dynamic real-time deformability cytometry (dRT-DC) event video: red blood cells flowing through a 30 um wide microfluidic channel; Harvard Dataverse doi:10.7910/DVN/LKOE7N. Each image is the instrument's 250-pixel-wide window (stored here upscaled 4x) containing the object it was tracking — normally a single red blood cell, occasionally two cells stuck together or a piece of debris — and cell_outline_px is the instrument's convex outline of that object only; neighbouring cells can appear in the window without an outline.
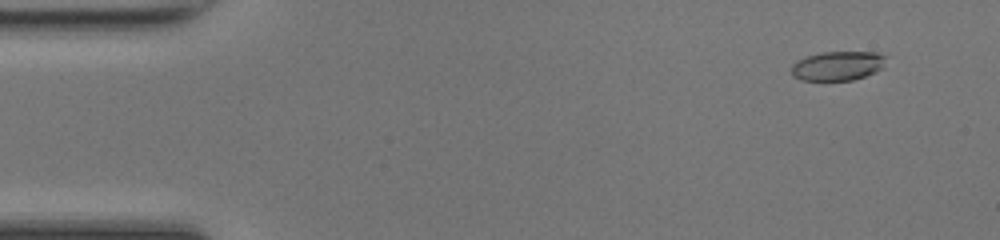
{"species": "common noctule bat (a hibernating species)", "species_latin": "Nyctalus noctula", "temperature_condition": "room temperature", "stored_images_in_passage": 47, "camera_frame_rate_fps": 3000, "um_per_image_px": 0.085, "animal": {"sex": "female", "body_mass_g": 17.0, "forearm_length_mm": 48.0}, "frame": {"image": 1, "passage_image": 2, "time_ms": 0.333, "image_size_px": [1000, 240], "cell_outline_px": [[884, 68], [876, 72], [852, 80], [800, 80], [792, 76], [792, 64], [796, 60], [820, 52], [876, 52], [884, 56]], "centroid_in_image_um": [71.18, 5.6], "position_along_channel_um": 13.8, "area_um2": 16.13}}
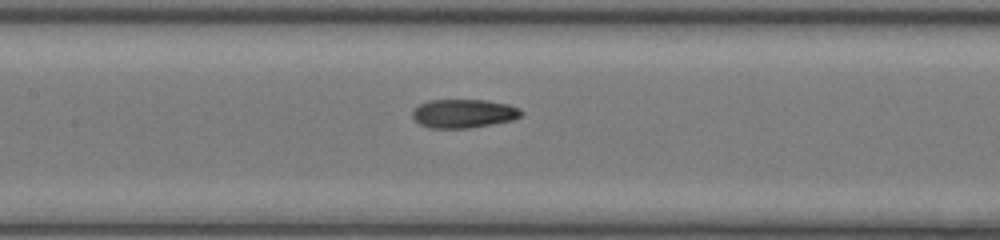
{"frame": {"image": 2, "passage_image": 21, "time_ms": 6.667, "image_size_px": [1000, 240], "cell_outline_px": [[524, 112], [520, 116], [512, 120], [492, 124], [468, 128], [428, 128], [420, 124], [412, 116], [412, 112], [420, 104], [428, 100], [484, 100], [508, 104], [520, 108]], "centroid_in_image_um": [39.42, 9.65], "position_along_channel_um": 168.0, "area_um2": 18.15}}
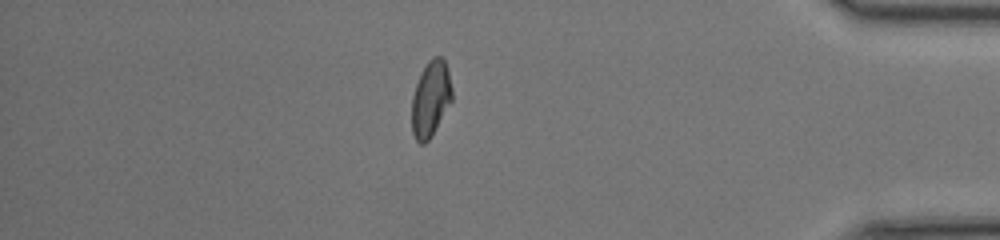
{"frame": {"image": 3, "passage_image": 40, "time_ms": 13.0, "image_size_px": [1000, 240], "cell_outline_px": [[452, 100], [432, 136], [424, 144], [420, 144], [416, 140], [412, 132], [412, 96], [416, 84], [428, 60], [432, 56], [440, 56], [444, 60], [448, 72], [452, 88]], "centroid_in_image_um": [36.6, 8.41], "position_along_channel_um": 398.6, "area_um2": 17.69}, "authors_computed_cell_mechanics": {"area_um2": 18.0914, "velocity_mm_per_s": 4.2791, "shape_relaxation_time_tau1_ms": 7.9205, "shape_relaxation_time_tau2_ms": 1.6342, "deformation_change_tau1": 0.2429, "deformation_change_tau2": 0.0694}}